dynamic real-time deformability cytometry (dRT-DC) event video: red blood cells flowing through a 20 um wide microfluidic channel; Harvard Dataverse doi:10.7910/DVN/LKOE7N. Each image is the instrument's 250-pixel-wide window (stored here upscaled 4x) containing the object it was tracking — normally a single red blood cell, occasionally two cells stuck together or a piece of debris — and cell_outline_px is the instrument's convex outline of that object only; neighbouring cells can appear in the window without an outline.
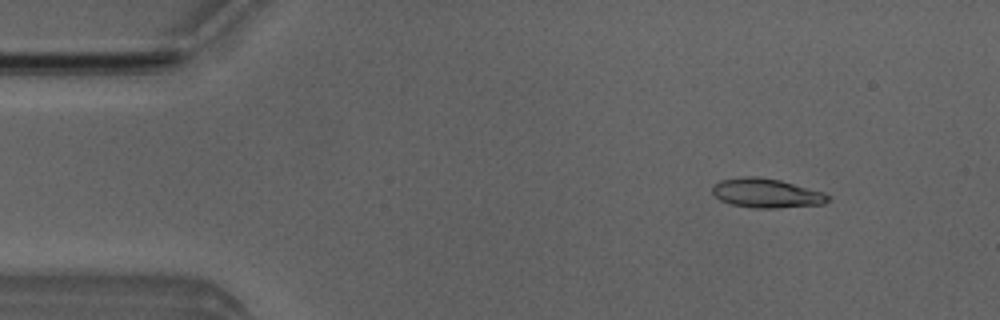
{"species": "Egyptian fruit bat (a non-hibernating species)", "species_latin": "Rousettus aegyptiacus", "temperature_condition": "room temperature", "stored_images_in_passage": 4, "camera_frame_rate_fps": 3000, "um_per_image_px": 0.085, "animal": {"sex": "male"}, "frame": {"image": 1, "passage_image": 1, "time_ms": 0.0, "image_size_px": [1000, 320], "cell_outline_px": [[832, 200], [824, 204], [776, 208], [752, 208], [732, 204], [720, 200], [712, 192], [712, 184], [720, 180], [744, 176], [756, 176], [780, 180], [824, 192], [832, 196]], "centroid_in_image_um": [65.17, 16.42], "position_along_channel_um": 19.8, "area_um2": 19.94}}